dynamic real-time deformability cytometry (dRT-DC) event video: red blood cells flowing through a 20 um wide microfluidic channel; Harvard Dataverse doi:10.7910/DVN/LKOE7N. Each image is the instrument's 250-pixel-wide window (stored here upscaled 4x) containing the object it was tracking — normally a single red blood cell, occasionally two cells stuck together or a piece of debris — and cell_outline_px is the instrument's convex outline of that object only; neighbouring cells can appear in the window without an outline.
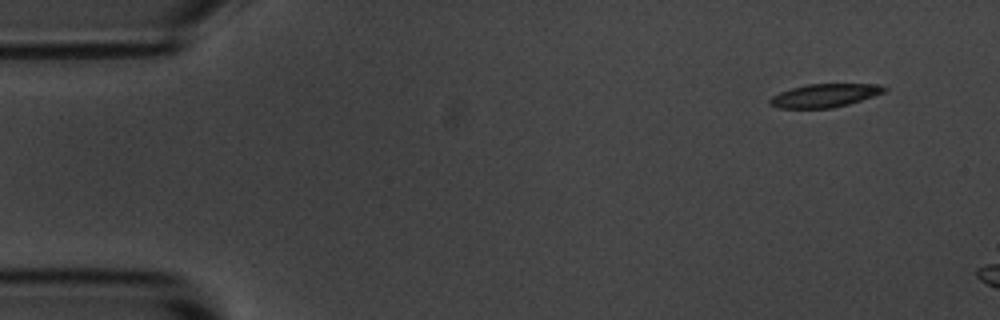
{"species": "common noctule bat (a hibernating species)", "species_latin": "Nyctalus noctula", "temperature_condition": "room temperature", "stored_images_in_passage": 3, "camera_frame_rate_fps": 3000, "um_per_image_px": 0.085, "animal": {"sex": "male", "body_mass_g": 20.1, "forearm_length_mm": 53.5}, "frame": {"image": 1, "passage_image": 1, "time_ms": 0.0, "image_size_px": [1000, 320], "cell_outline_px": [[888, 88], [884, 92], [848, 104], [832, 108], [780, 108], [768, 104], [768, 100], [772, 96], [780, 92], [792, 88], [808, 84], [880, 84]], "centroid_in_image_um": [70.07, 8.12], "position_along_channel_um": 14.9, "area_um2": 15.43}}